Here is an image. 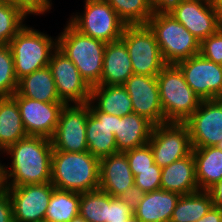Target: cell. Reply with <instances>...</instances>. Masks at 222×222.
Wrapping results in <instances>:
<instances>
[{"instance_id": "e0dca14e", "label": "cell", "mask_w": 222, "mask_h": 222, "mask_svg": "<svg viewBox=\"0 0 222 222\" xmlns=\"http://www.w3.org/2000/svg\"><path fill=\"white\" fill-rule=\"evenodd\" d=\"M170 14L200 42L220 29L211 0H181Z\"/></svg>"}, {"instance_id": "ac0fdd59", "label": "cell", "mask_w": 222, "mask_h": 222, "mask_svg": "<svg viewBox=\"0 0 222 222\" xmlns=\"http://www.w3.org/2000/svg\"><path fill=\"white\" fill-rule=\"evenodd\" d=\"M87 104L90 110L86 124L88 152L100 160L118 152L114 136L117 116L98 111L90 102Z\"/></svg>"}, {"instance_id": "d590c367", "label": "cell", "mask_w": 222, "mask_h": 222, "mask_svg": "<svg viewBox=\"0 0 222 222\" xmlns=\"http://www.w3.org/2000/svg\"><path fill=\"white\" fill-rule=\"evenodd\" d=\"M208 60L222 65V29L200 42V52Z\"/></svg>"}, {"instance_id": "5bb4252c", "label": "cell", "mask_w": 222, "mask_h": 222, "mask_svg": "<svg viewBox=\"0 0 222 222\" xmlns=\"http://www.w3.org/2000/svg\"><path fill=\"white\" fill-rule=\"evenodd\" d=\"M184 124L188 127L192 148L216 146L222 140V98L202 100Z\"/></svg>"}, {"instance_id": "c3c4849f", "label": "cell", "mask_w": 222, "mask_h": 222, "mask_svg": "<svg viewBox=\"0 0 222 222\" xmlns=\"http://www.w3.org/2000/svg\"><path fill=\"white\" fill-rule=\"evenodd\" d=\"M216 147L222 150V140L218 144H216Z\"/></svg>"}, {"instance_id": "60d3db41", "label": "cell", "mask_w": 222, "mask_h": 222, "mask_svg": "<svg viewBox=\"0 0 222 222\" xmlns=\"http://www.w3.org/2000/svg\"><path fill=\"white\" fill-rule=\"evenodd\" d=\"M154 6V13L170 14L181 0H150Z\"/></svg>"}, {"instance_id": "4fadbf2b", "label": "cell", "mask_w": 222, "mask_h": 222, "mask_svg": "<svg viewBox=\"0 0 222 222\" xmlns=\"http://www.w3.org/2000/svg\"><path fill=\"white\" fill-rule=\"evenodd\" d=\"M18 104L24 129L28 136L51 139L55 133L64 102H41L15 92L11 96Z\"/></svg>"}, {"instance_id": "e575fe53", "label": "cell", "mask_w": 222, "mask_h": 222, "mask_svg": "<svg viewBox=\"0 0 222 222\" xmlns=\"http://www.w3.org/2000/svg\"><path fill=\"white\" fill-rule=\"evenodd\" d=\"M131 170L153 169L154 155L150 145H146L125 151Z\"/></svg>"}, {"instance_id": "bcb514c9", "label": "cell", "mask_w": 222, "mask_h": 222, "mask_svg": "<svg viewBox=\"0 0 222 222\" xmlns=\"http://www.w3.org/2000/svg\"><path fill=\"white\" fill-rule=\"evenodd\" d=\"M69 222H87V221L80 214H78Z\"/></svg>"}, {"instance_id": "74e56055", "label": "cell", "mask_w": 222, "mask_h": 222, "mask_svg": "<svg viewBox=\"0 0 222 222\" xmlns=\"http://www.w3.org/2000/svg\"><path fill=\"white\" fill-rule=\"evenodd\" d=\"M19 9L26 17L30 15H44L52 9L51 0H4Z\"/></svg>"}, {"instance_id": "b9f144b4", "label": "cell", "mask_w": 222, "mask_h": 222, "mask_svg": "<svg viewBox=\"0 0 222 222\" xmlns=\"http://www.w3.org/2000/svg\"><path fill=\"white\" fill-rule=\"evenodd\" d=\"M208 192L211 194L213 206L222 210V180L212 186Z\"/></svg>"}, {"instance_id": "7c38bea8", "label": "cell", "mask_w": 222, "mask_h": 222, "mask_svg": "<svg viewBox=\"0 0 222 222\" xmlns=\"http://www.w3.org/2000/svg\"><path fill=\"white\" fill-rule=\"evenodd\" d=\"M186 83L201 100L222 98V65L203 57L200 53L176 64Z\"/></svg>"}, {"instance_id": "ba28073f", "label": "cell", "mask_w": 222, "mask_h": 222, "mask_svg": "<svg viewBox=\"0 0 222 222\" xmlns=\"http://www.w3.org/2000/svg\"><path fill=\"white\" fill-rule=\"evenodd\" d=\"M120 40L130 55L134 74L156 76L167 65L147 25H127Z\"/></svg>"}, {"instance_id": "1f68e13d", "label": "cell", "mask_w": 222, "mask_h": 222, "mask_svg": "<svg viewBox=\"0 0 222 222\" xmlns=\"http://www.w3.org/2000/svg\"><path fill=\"white\" fill-rule=\"evenodd\" d=\"M26 16L16 7L0 2V46H7L13 37L25 26Z\"/></svg>"}, {"instance_id": "f35d334b", "label": "cell", "mask_w": 222, "mask_h": 222, "mask_svg": "<svg viewBox=\"0 0 222 222\" xmlns=\"http://www.w3.org/2000/svg\"><path fill=\"white\" fill-rule=\"evenodd\" d=\"M145 192L142 191L137 185H133L130 187L127 191L123 192L120 197L127 205L128 207L134 211L141 199L144 197Z\"/></svg>"}, {"instance_id": "7dc6e473", "label": "cell", "mask_w": 222, "mask_h": 222, "mask_svg": "<svg viewBox=\"0 0 222 222\" xmlns=\"http://www.w3.org/2000/svg\"><path fill=\"white\" fill-rule=\"evenodd\" d=\"M125 222H141L134 214Z\"/></svg>"}, {"instance_id": "2e32d148", "label": "cell", "mask_w": 222, "mask_h": 222, "mask_svg": "<svg viewBox=\"0 0 222 222\" xmlns=\"http://www.w3.org/2000/svg\"><path fill=\"white\" fill-rule=\"evenodd\" d=\"M131 98L133 113H136L154 126L164 124L156 76L132 74L123 85Z\"/></svg>"}, {"instance_id": "4dcf8cb0", "label": "cell", "mask_w": 222, "mask_h": 222, "mask_svg": "<svg viewBox=\"0 0 222 222\" xmlns=\"http://www.w3.org/2000/svg\"><path fill=\"white\" fill-rule=\"evenodd\" d=\"M79 214L87 222H107V193L101 189L80 193Z\"/></svg>"}, {"instance_id": "d4e9b609", "label": "cell", "mask_w": 222, "mask_h": 222, "mask_svg": "<svg viewBox=\"0 0 222 222\" xmlns=\"http://www.w3.org/2000/svg\"><path fill=\"white\" fill-rule=\"evenodd\" d=\"M196 180L200 191H208L222 180V150L216 146L193 148Z\"/></svg>"}, {"instance_id": "f1b7e54d", "label": "cell", "mask_w": 222, "mask_h": 222, "mask_svg": "<svg viewBox=\"0 0 222 222\" xmlns=\"http://www.w3.org/2000/svg\"><path fill=\"white\" fill-rule=\"evenodd\" d=\"M80 193L59 190L52 192L44 222H69L79 214Z\"/></svg>"}, {"instance_id": "7a4b0ae2", "label": "cell", "mask_w": 222, "mask_h": 222, "mask_svg": "<svg viewBox=\"0 0 222 222\" xmlns=\"http://www.w3.org/2000/svg\"><path fill=\"white\" fill-rule=\"evenodd\" d=\"M100 160L88 151L52 152L51 184L59 190L83 193L99 189Z\"/></svg>"}, {"instance_id": "ffe728a7", "label": "cell", "mask_w": 222, "mask_h": 222, "mask_svg": "<svg viewBox=\"0 0 222 222\" xmlns=\"http://www.w3.org/2000/svg\"><path fill=\"white\" fill-rule=\"evenodd\" d=\"M161 169V189L179 195H188L200 191L192 153Z\"/></svg>"}, {"instance_id": "9c48e42d", "label": "cell", "mask_w": 222, "mask_h": 222, "mask_svg": "<svg viewBox=\"0 0 222 222\" xmlns=\"http://www.w3.org/2000/svg\"><path fill=\"white\" fill-rule=\"evenodd\" d=\"M150 145L154 162L165 167L192 153L188 127L184 123H164L153 127Z\"/></svg>"}, {"instance_id": "6da1fadb", "label": "cell", "mask_w": 222, "mask_h": 222, "mask_svg": "<svg viewBox=\"0 0 222 222\" xmlns=\"http://www.w3.org/2000/svg\"><path fill=\"white\" fill-rule=\"evenodd\" d=\"M52 152L51 139L41 136H27L10 146L3 152L11 155L10 166L4 167L6 187L51 182Z\"/></svg>"}, {"instance_id": "5b68a950", "label": "cell", "mask_w": 222, "mask_h": 222, "mask_svg": "<svg viewBox=\"0 0 222 222\" xmlns=\"http://www.w3.org/2000/svg\"><path fill=\"white\" fill-rule=\"evenodd\" d=\"M154 33L166 64H177L200 52V41L171 14L153 13L146 24Z\"/></svg>"}, {"instance_id": "603a6c76", "label": "cell", "mask_w": 222, "mask_h": 222, "mask_svg": "<svg viewBox=\"0 0 222 222\" xmlns=\"http://www.w3.org/2000/svg\"><path fill=\"white\" fill-rule=\"evenodd\" d=\"M180 197L163 189L146 192L133 214L141 222H170Z\"/></svg>"}, {"instance_id": "8992f818", "label": "cell", "mask_w": 222, "mask_h": 222, "mask_svg": "<svg viewBox=\"0 0 222 222\" xmlns=\"http://www.w3.org/2000/svg\"><path fill=\"white\" fill-rule=\"evenodd\" d=\"M18 81L47 67L57 48V39L26 25L9 42Z\"/></svg>"}, {"instance_id": "836d02e7", "label": "cell", "mask_w": 222, "mask_h": 222, "mask_svg": "<svg viewBox=\"0 0 222 222\" xmlns=\"http://www.w3.org/2000/svg\"><path fill=\"white\" fill-rule=\"evenodd\" d=\"M131 171L134 175L135 185L145 193L161 189L162 169L156 163L153 164V169Z\"/></svg>"}, {"instance_id": "f6af8a7d", "label": "cell", "mask_w": 222, "mask_h": 222, "mask_svg": "<svg viewBox=\"0 0 222 222\" xmlns=\"http://www.w3.org/2000/svg\"><path fill=\"white\" fill-rule=\"evenodd\" d=\"M4 166V164L2 165V163H0V195H2L7 190Z\"/></svg>"}, {"instance_id": "ab89813d", "label": "cell", "mask_w": 222, "mask_h": 222, "mask_svg": "<svg viewBox=\"0 0 222 222\" xmlns=\"http://www.w3.org/2000/svg\"><path fill=\"white\" fill-rule=\"evenodd\" d=\"M0 222H14L12 203L7 190L0 195Z\"/></svg>"}, {"instance_id": "7402d4cb", "label": "cell", "mask_w": 222, "mask_h": 222, "mask_svg": "<svg viewBox=\"0 0 222 222\" xmlns=\"http://www.w3.org/2000/svg\"><path fill=\"white\" fill-rule=\"evenodd\" d=\"M153 127L150 121L136 113L117 117L114 136L118 152L146 145L150 140Z\"/></svg>"}, {"instance_id": "d6986e66", "label": "cell", "mask_w": 222, "mask_h": 222, "mask_svg": "<svg viewBox=\"0 0 222 222\" xmlns=\"http://www.w3.org/2000/svg\"><path fill=\"white\" fill-rule=\"evenodd\" d=\"M135 184L125 152H117L100 159L99 189L118 197Z\"/></svg>"}, {"instance_id": "d6a6232c", "label": "cell", "mask_w": 222, "mask_h": 222, "mask_svg": "<svg viewBox=\"0 0 222 222\" xmlns=\"http://www.w3.org/2000/svg\"><path fill=\"white\" fill-rule=\"evenodd\" d=\"M18 88L12 51L7 46H0V97H11Z\"/></svg>"}, {"instance_id": "cb8c5ba5", "label": "cell", "mask_w": 222, "mask_h": 222, "mask_svg": "<svg viewBox=\"0 0 222 222\" xmlns=\"http://www.w3.org/2000/svg\"><path fill=\"white\" fill-rule=\"evenodd\" d=\"M89 102L98 111L117 117L133 113L131 98L123 85L97 84L92 86Z\"/></svg>"}, {"instance_id": "3957f363", "label": "cell", "mask_w": 222, "mask_h": 222, "mask_svg": "<svg viewBox=\"0 0 222 222\" xmlns=\"http://www.w3.org/2000/svg\"><path fill=\"white\" fill-rule=\"evenodd\" d=\"M156 78L164 123H184L199 107L201 98L186 83L176 64H167Z\"/></svg>"}, {"instance_id": "44dd1931", "label": "cell", "mask_w": 222, "mask_h": 222, "mask_svg": "<svg viewBox=\"0 0 222 222\" xmlns=\"http://www.w3.org/2000/svg\"><path fill=\"white\" fill-rule=\"evenodd\" d=\"M134 74L132 62L125 44L121 41L109 42L105 46L101 85H124Z\"/></svg>"}, {"instance_id": "ee69618b", "label": "cell", "mask_w": 222, "mask_h": 222, "mask_svg": "<svg viewBox=\"0 0 222 222\" xmlns=\"http://www.w3.org/2000/svg\"><path fill=\"white\" fill-rule=\"evenodd\" d=\"M217 16L219 28L222 29V0H211Z\"/></svg>"}, {"instance_id": "277c9868", "label": "cell", "mask_w": 222, "mask_h": 222, "mask_svg": "<svg viewBox=\"0 0 222 222\" xmlns=\"http://www.w3.org/2000/svg\"><path fill=\"white\" fill-rule=\"evenodd\" d=\"M57 38V48L77 67L92 87L100 82L106 42L86 36L69 22Z\"/></svg>"}, {"instance_id": "52a82bcc", "label": "cell", "mask_w": 222, "mask_h": 222, "mask_svg": "<svg viewBox=\"0 0 222 222\" xmlns=\"http://www.w3.org/2000/svg\"><path fill=\"white\" fill-rule=\"evenodd\" d=\"M84 9L68 21L75 29L106 43L121 39L127 25L105 0H86Z\"/></svg>"}, {"instance_id": "8fae6325", "label": "cell", "mask_w": 222, "mask_h": 222, "mask_svg": "<svg viewBox=\"0 0 222 222\" xmlns=\"http://www.w3.org/2000/svg\"><path fill=\"white\" fill-rule=\"evenodd\" d=\"M48 67L62 102L70 105L86 104L90 101L92 87L81 76L75 64L58 48L52 53Z\"/></svg>"}, {"instance_id": "f546056e", "label": "cell", "mask_w": 222, "mask_h": 222, "mask_svg": "<svg viewBox=\"0 0 222 222\" xmlns=\"http://www.w3.org/2000/svg\"><path fill=\"white\" fill-rule=\"evenodd\" d=\"M126 25H146L154 13L150 0H105Z\"/></svg>"}, {"instance_id": "9a60e30c", "label": "cell", "mask_w": 222, "mask_h": 222, "mask_svg": "<svg viewBox=\"0 0 222 222\" xmlns=\"http://www.w3.org/2000/svg\"><path fill=\"white\" fill-rule=\"evenodd\" d=\"M54 189L51 182L7 187L12 203L14 222H44Z\"/></svg>"}, {"instance_id": "8d00e7d4", "label": "cell", "mask_w": 222, "mask_h": 222, "mask_svg": "<svg viewBox=\"0 0 222 222\" xmlns=\"http://www.w3.org/2000/svg\"><path fill=\"white\" fill-rule=\"evenodd\" d=\"M132 215L133 211L120 197L107 193V222H125Z\"/></svg>"}, {"instance_id": "30bf717a", "label": "cell", "mask_w": 222, "mask_h": 222, "mask_svg": "<svg viewBox=\"0 0 222 222\" xmlns=\"http://www.w3.org/2000/svg\"><path fill=\"white\" fill-rule=\"evenodd\" d=\"M89 112L87 103L64 106L51 138L53 151L75 153L88 151L86 124Z\"/></svg>"}, {"instance_id": "4316f807", "label": "cell", "mask_w": 222, "mask_h": 222, "mask_svg": "<svg viewBox=\"0 0 222 222\" xmlns=\"http://www.w3.org/2000/svg\"><path fill=\"white\" fill-rule=\"evenodd\" d=\"M17 93L41 102H62L48 66L21 78L18 81Z\"/></svg>"}, {"instance_id": "7bdbcfd3", "label": "cell", "mask_w": 222, "mask_h": 222, "mask_svg": "<svg viewBox=\"0 0 222 222\" xmlns=\"http://www.w3.org/2000/svg\"><path fill=\"white\" fill-rule=\"evenodd\" d=\"M196 222H222V210L212 206L210 210Z\"/></svg>"}, {"instance_id": "83f0119b", "label": "cell", "mask_w": 222, "mask_h": 222, "mask_svg": "<svg viewBox=\"0 0 222 222\" xmlns=\"http://www.w3.org/2000/svg\"><path fill=\"white\" fill-rule=\"evenodd\" d=\"M213 206L211 194L208 191H198L181 195L170 222H196Z\"/></svg>"}, {"instance_id": "484cf974", "label": "cell", "mask_w": 222, "mask_h": 222, "mask_svg": "<svg viewBox=\"0 0 222 222\" xmlns=\"http://www.w3.org/2000/svg\"><path fill=\"white\" fill-rule=\"evenodd\" d=\"M27 136L17 102L12 97H0V152Z\"/></svg>"}]
</instances>
